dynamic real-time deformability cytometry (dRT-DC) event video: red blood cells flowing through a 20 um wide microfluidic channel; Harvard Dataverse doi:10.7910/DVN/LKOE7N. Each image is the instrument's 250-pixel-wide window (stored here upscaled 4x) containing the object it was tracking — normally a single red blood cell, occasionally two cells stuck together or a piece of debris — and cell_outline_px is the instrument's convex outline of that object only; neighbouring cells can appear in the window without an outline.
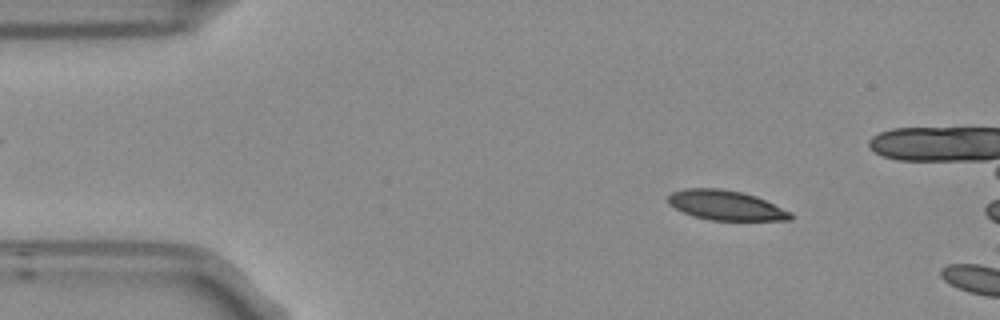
{"species": "Egyptian fruit bat (a non-hibernating species)", "species_latin": "Rousettus aegyptiacus", "temperature_condition": "room temperature", "stored_images_in_passage": 2, "camera_frame_rate_fps": 3000, "um_per_image_px": 0.085, "frame": {"image": 1, "passage_image": 1, "time_ms": 0.0, "image_size_px": [1000, 320], "cell_outline_px": [[792, 220], [712, 220], [696, 216], [684, 212], [668, 204], [668, 196], [672, 192], [684, 188], [720, 188], [744, 192], [756, 196], [792, 212]], "centroid_in_image_um": [61.71, 17.43], "position_along_channel_um": 23.3, "area_um2": 21.15}}